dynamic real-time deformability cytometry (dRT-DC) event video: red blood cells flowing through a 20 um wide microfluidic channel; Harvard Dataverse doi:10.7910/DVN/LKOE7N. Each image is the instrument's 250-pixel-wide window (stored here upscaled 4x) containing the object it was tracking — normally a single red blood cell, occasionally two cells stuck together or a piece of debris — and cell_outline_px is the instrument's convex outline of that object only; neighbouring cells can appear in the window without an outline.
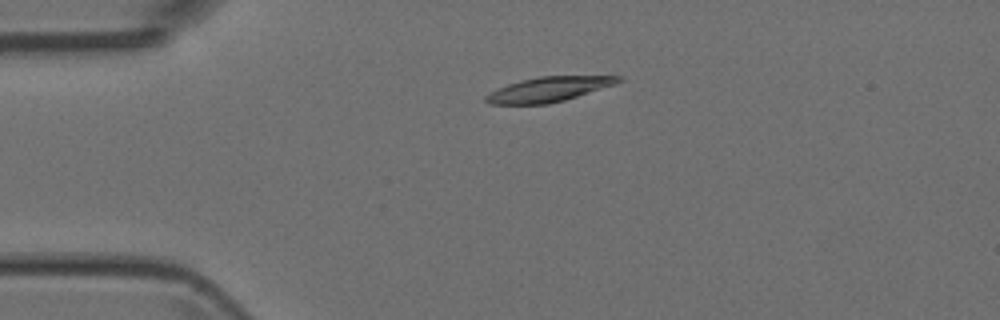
{"species": "Egyptian fruit bat (a non-hibernating species)", "species_latin": "Rousettus aegyptiacus", "temperature_condition": "room temperature", "stored_images_in_passage": 8, "camera_frame_rate_fps": 3000, "um_per_image_px": 0.085, "animal": {"sex": "female"}, "frame": {"image": 1, "passage_image": 4, "time_ms": 3.333, "image_size_px": [1000, 320], "cell_outline_px": [[624, 80], [616, 84], [564, 100], [548, 104], [488, 104], [484, 100], [484, 96], [508, 84], [520, 80], [540, 76], [624, 76]], "centroid_in_image_um": [46.66, 7.59], "position_along_channel_um": 38.3, "area_um2": 19.02}}
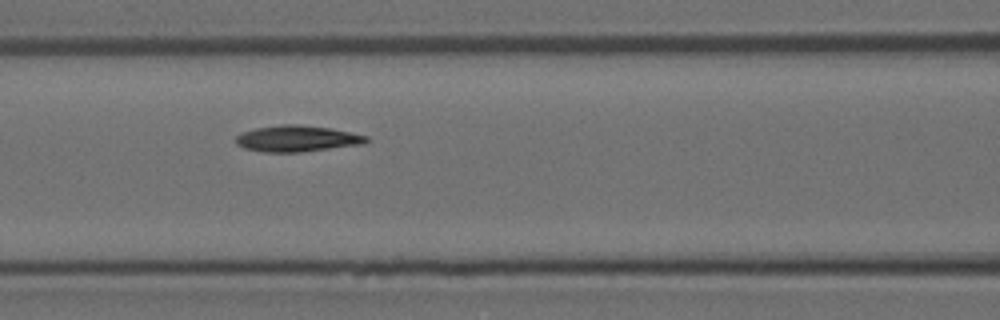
{"frame": {"image": 2, "passage_image": 7, "time_ms": 6.667, "image_size_px": [1000, 320], "cell_outline_px": [[372, 140], [364, 144], [300, 152], [264, 152], [244, 148], [236, 144], [236, 136], [244, 132], [256, 128], [280, 124], [296, 124], [332, 128], [368, 136]], "centroid_in_image_um": [25.29, 11.78], "position_along_channel_um": 141.3, "area_um2": 20.0}}
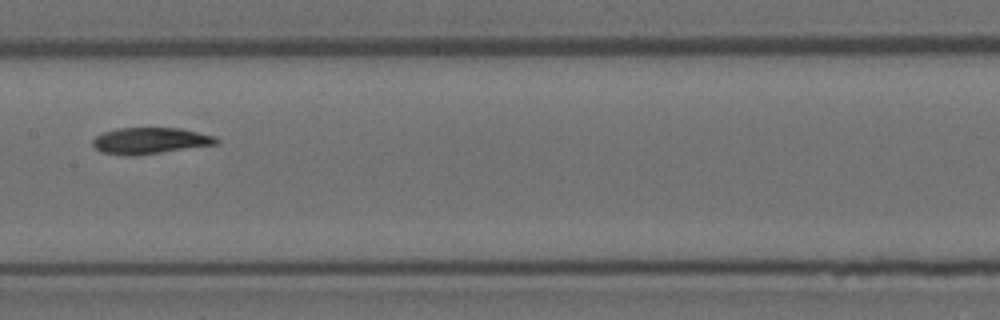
{"frame": {"image": 3, "passage_image": 8, "time_ms": 8.0, "image_size_px": [1000, 320], "cell_outline_px": [[220, 140], [216, 144], [132, 156], [124, 156], [100, 152], [92, 144], [92, 140], [96, 136], [104, 132], [116, 128], [180, 128], [216, 136]], "centroid_in_image_um": [12.72, 11.96], "position_along_channel_um": 194.7, "area_um2": 18.9}}